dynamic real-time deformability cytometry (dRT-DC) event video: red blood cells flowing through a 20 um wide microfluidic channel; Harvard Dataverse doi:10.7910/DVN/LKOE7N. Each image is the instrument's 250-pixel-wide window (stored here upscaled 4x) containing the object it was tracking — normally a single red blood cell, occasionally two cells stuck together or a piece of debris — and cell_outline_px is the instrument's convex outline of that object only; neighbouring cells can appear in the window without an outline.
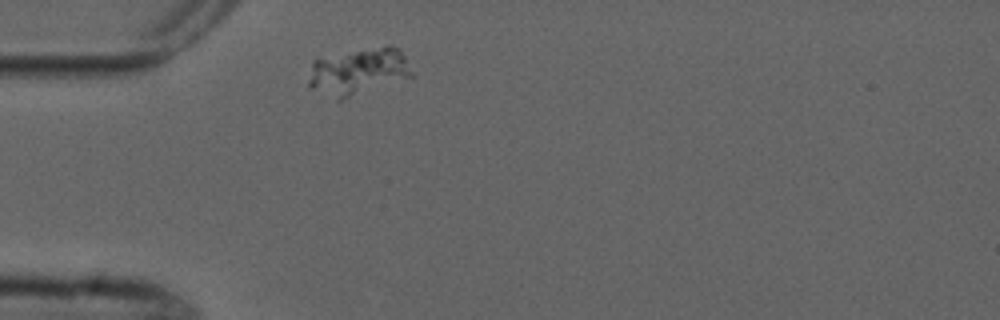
{"species": "common noctule bat (a hibernating species)", "species_latin": "Nyctalus noctula", "temperature_condition": "cold", "stored_images_in_passage": 3, "camera_frame_rate_fps": 3000, "um_per_image_px": 0.085, "animal": {"sex": "male", "forearm_length_mm": 52.5}, "frame": {"image": 1, "passage_image": 1, "time_ms": 0.0, "image_size_px": [1000, 320], "cell_outline_px": [[416, 76], [344, 100], [336, 100], [308, 88], [308, 80], [312, 60], [384, 44], [392, 44], [400, 48]], "centroid_in_image_um": [30.51, 6.09], "position_along_channel_um": 54.5, "area_um2": 29.13}}
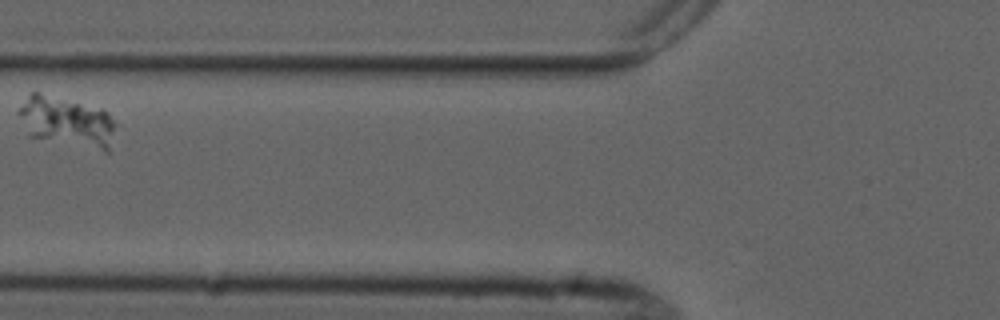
{"frame": {"image": 2, "passage_image": 3, "time_ms": 2.333, "image_size_px": [1000, 320], "cell_outline_px": [[120, 124], [108, 152], [104, 152], [28, 136], [16, 112], [28, 96], [32, 92], [40, 92], [100, 108], [108, 112]], "centroid_in_image_um": [5.74, 10.37], "position_along_channel_um": 120.1, "area_um2": 29.19}}